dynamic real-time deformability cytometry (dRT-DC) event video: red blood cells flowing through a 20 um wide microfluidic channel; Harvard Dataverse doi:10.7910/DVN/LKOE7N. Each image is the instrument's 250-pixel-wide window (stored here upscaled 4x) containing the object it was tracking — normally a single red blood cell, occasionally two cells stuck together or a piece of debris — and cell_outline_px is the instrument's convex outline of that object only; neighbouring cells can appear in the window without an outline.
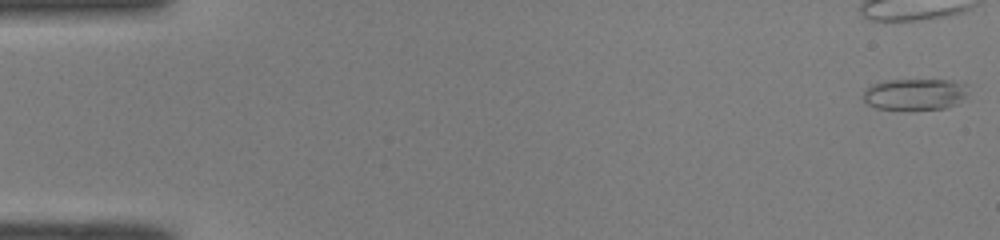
{"species": "common noctule bat (a hibernating species)", "species_latin": "Nyctalus noctula", "temperature_condition": "room temperature", "stored_images_in_passage": 6, "camera_frame_rate_fps": 3000, "um_per_image_px": 0.085, "animal": {"sex": "male", "body_mass_g": 19.0, "forearm_length_mm": 50.8}, "frame": {"image": 1, "passage_image": 1, "time_ms": 0.0, "image_size_px": [1000, 240], "cell_outline_px": [[968, 84], [964, 96], [956, 104], [944, 108], [876, 108], [868, 104], [864, 100], [864, 92], [872, 84], [884, 80], [952, 80]], "centroid_in_image_um": [77.77, 7.98], "position_along_channel_um": 7.2, "area_um2": 18.73}}